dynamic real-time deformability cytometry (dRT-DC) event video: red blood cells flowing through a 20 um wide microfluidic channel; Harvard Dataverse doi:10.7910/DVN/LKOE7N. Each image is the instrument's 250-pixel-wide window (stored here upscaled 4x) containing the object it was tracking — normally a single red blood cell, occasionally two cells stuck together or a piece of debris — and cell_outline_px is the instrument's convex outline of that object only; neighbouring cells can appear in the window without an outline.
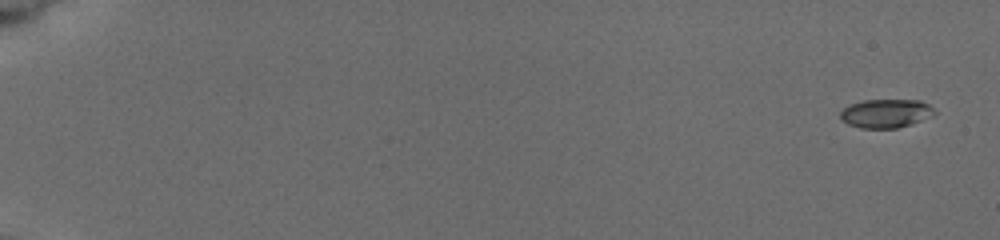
{"species": "common noctule bat (a hibernating species)", "species_latin": "Nyctalus noctula", "temperature_condition": "cold", "stored_images_in_passage": 12, "camera_frame_rate_fps": 3000, "um_per_image_px": 0.085, "animal": {"sex": "female", "body_mass_g": 19.5, "forearm_length_mm": 54.1}, "frame": {"image": 1, "passage_image": 1, "time_ms": 0.0, "image_size_px": [1000, 240], "cell_outline_px": [[936, 112], [912, 124], [896, 128], [860, 128], [848, 124], [840, 120], [840, 112], [844, 108], [852, 104], [864, 100], [920, 100], [928, 104]], "centroid_in_image_um": [75.25, 9.64], "position_along_channel_um": 9.7, "area_um2": 15.55}}
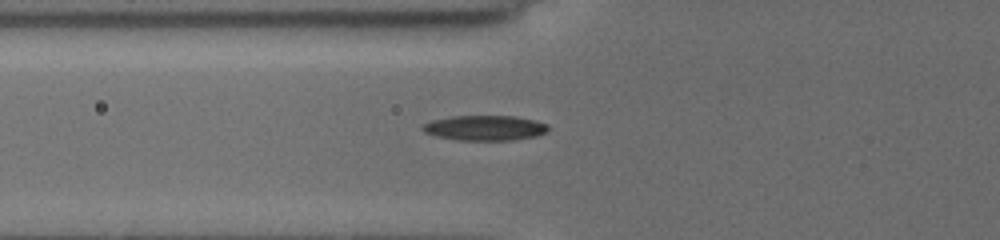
{"frame": {"image": 2, "passage_image": 9, "time_ms": 7.0, "image_size_px": [1000, 240], "cell_outline_px": [[548, 132], [536, 136], [512, 140], [456, 140], [436, 136], [424, 132], [420, 128], [424, 124], [432, 120], [452, 116], [516, 116], [536, 120], [548, 124]], "centroid_in_image_um": [41.23, 10.87], "position_along_channel_um": 84.6, "area_um2": 18.5}}
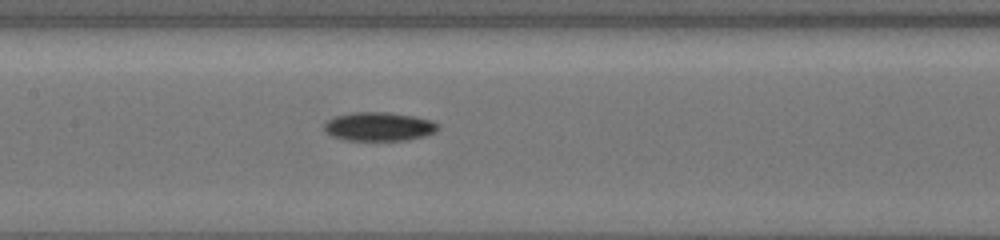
{"frame": {"image": 3, "passage_image": 12, "time_ms": 9.333, "image_size_px": [1000, 240], "cell_outline_px": [[440, 128], [436, 132], [424, 136], [404, 140], [344, 140], [332, 136], [324, 128], [324, 124], [332, 116], [352, 112], [388, 112], [416, 116], [432, 120]], "centroid_in_image_um": [32.21, 10.74], "position_along_channel_um": 175.2, "area_um2": 19.19}}